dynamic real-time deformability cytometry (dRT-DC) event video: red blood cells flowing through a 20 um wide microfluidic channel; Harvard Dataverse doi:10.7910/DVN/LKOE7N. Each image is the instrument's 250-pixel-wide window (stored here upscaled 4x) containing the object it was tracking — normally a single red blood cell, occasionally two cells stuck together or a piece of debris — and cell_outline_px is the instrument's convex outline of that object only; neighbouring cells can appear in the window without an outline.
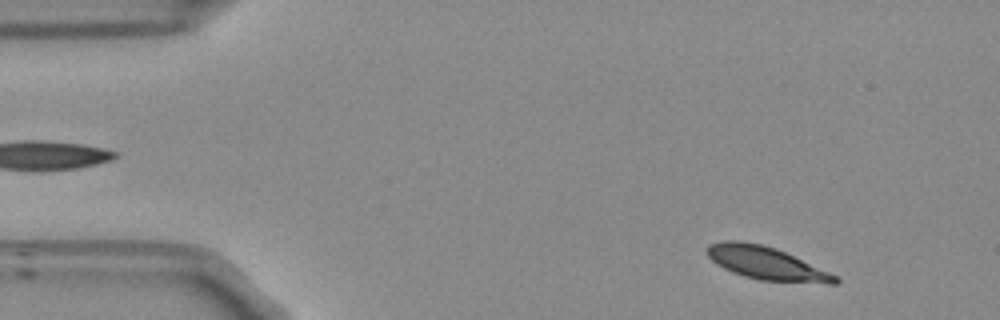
{"species": "Egyptian fruit bat (a non-hibernating species)", "species_latin": "Rousettus aegyptiacus", "temperature_condition": "room temperature", "stored_images_in_passage": 12, "camera_frame_rate_fps": 3000, "um_per_image_px": 0.085, "frame": {"image": 1, "passage_image": 3, "time_ms": 0.667, "image_size_px": [1000, 320], "cell_outline_px": [[840, 280], [836, 284], [828, 284], [760, 280], [744, 276], [732, 272], [716, 264], [708, 256], [708, 244], [724, 240], [740, 240], [760, 244], [776, 248], [828, 272], [836, 276]], "centroid_in_image_um": [65.11, 22.37], "position_along_channel_um": 19.9, "area_um2": 24.33}}